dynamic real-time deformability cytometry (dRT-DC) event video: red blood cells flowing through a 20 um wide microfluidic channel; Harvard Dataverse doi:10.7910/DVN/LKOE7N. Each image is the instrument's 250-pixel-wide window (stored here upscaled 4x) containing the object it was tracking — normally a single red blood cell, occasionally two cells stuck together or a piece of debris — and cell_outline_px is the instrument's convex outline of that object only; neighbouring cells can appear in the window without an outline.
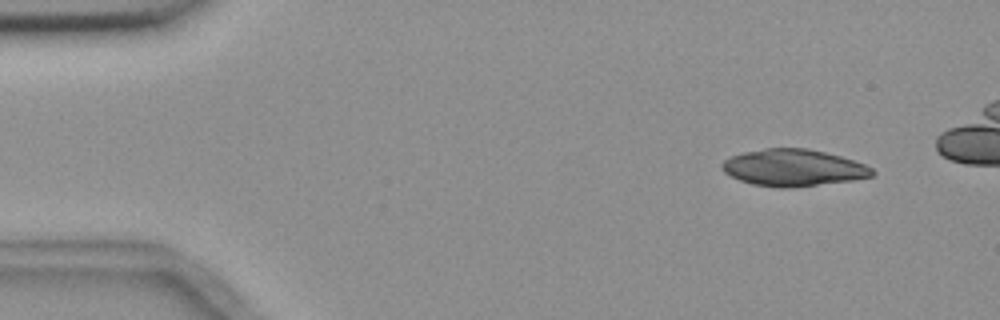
{"species": "common noctule bat (a hibernating species)", "species_latin": "Nyctalus noctula", "temperature_condition": "room temperature", "stored_images_in_passage": 6, "camera_frame_rate_fps": 3000, "um_per_image_px": 0.085, "animal": {"sex": "female", "body_mass_g": 18.4}, "frame": {"image": 1, "passage_image": 2, "time_ms": 1.333, "image_size_px": [1000, 320], "cell_outline_px": [[876, 172], [872, 176], [852, 180], [784, 188], [780, 188], [752, 184], [740, 180], [724, 172], [720, 168], [720, 164], [724, 160], [732, 156], [744, 152], [764, 148], [808, 148], [840, 156], [864, 164], [872, 168]], "centroid_in_image_um": [67.4, 14.25], "position_along_channel_um": 17.6, "area_um2": 31.96}}